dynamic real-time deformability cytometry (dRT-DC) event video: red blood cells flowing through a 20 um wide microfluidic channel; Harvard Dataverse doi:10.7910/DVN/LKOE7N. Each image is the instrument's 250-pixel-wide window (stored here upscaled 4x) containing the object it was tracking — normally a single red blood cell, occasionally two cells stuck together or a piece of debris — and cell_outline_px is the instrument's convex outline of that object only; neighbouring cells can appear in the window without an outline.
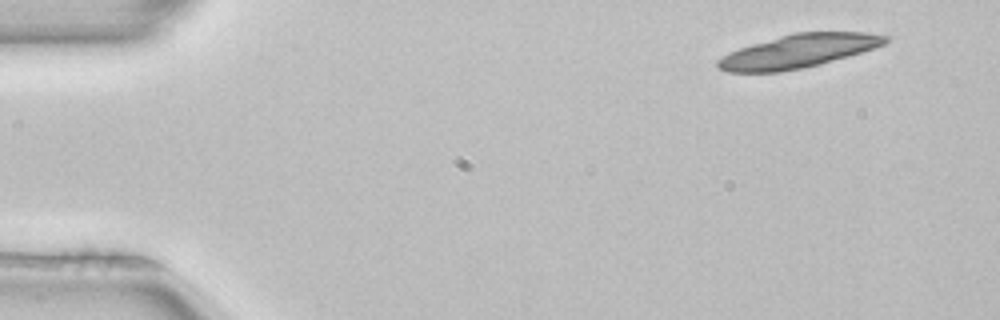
{"species": "common noctule bat (a hibernating species)", "species_latin": "Nyctalus noctula", "temperature_condition": "room temperature", "stored_images_in_passage": 3, "camera_frame_rate_fps": 3000, "um_per_image_px": 0.085, "animal": {"sex": "female", "body_mass_g": 22.7, "forearm_length_mm": 54.2}, "frame": {"image": 1, "passage_image": 1, "time_ms": 0.0, "image_size_px": [1000, 320], "cell_outline_px": [[892, 36], [884, 44], [848, 56], [820, 64], [780, 72], [728, 72], [716, 68], [716, 60], [728, 52], [752, 44], [780, 36], [796, 32], [868, 32]], "centroid_in_image_um": [67.84, 4.35], "position_along_channel_um": 17.2, "area_um2": 32.48}}